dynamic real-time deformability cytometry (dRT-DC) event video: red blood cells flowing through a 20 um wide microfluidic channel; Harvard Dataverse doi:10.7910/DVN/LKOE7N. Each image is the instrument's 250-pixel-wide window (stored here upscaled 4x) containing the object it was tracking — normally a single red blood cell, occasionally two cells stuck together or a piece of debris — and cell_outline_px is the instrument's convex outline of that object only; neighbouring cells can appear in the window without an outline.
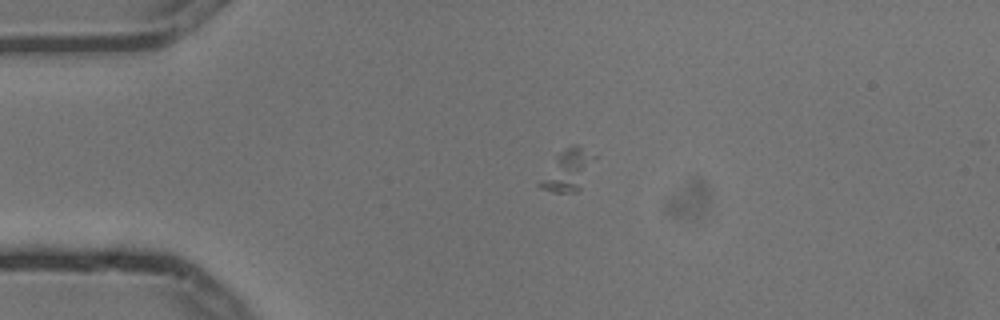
{"species": "common noctule bat (a hibernating species)", "species_latin": "Nyctalus noctula", "temperature_condition": "cold", "stored_images_in_passage": 4, "camera_frame_rate_fps": 3000, "um_per_image_px": 0.085, "animal": {"sex": "male", "body_mass_g": 13.3}, "frame": {"image": 1, "passage_image": 3, "time_ms": 0.667, "image_size_px": [1000, 320], "cell_outline_px": [[596, 156], [580, 188], [576, 192], [552, 192], [540, 188], [536, 184], [556, 156], [564, 148], [572, 144], [576, 144]], "centroid_in_image_um": [48.22, 14.47], "position_along_channel_um": 36.8, "area_um2": 12.89}}